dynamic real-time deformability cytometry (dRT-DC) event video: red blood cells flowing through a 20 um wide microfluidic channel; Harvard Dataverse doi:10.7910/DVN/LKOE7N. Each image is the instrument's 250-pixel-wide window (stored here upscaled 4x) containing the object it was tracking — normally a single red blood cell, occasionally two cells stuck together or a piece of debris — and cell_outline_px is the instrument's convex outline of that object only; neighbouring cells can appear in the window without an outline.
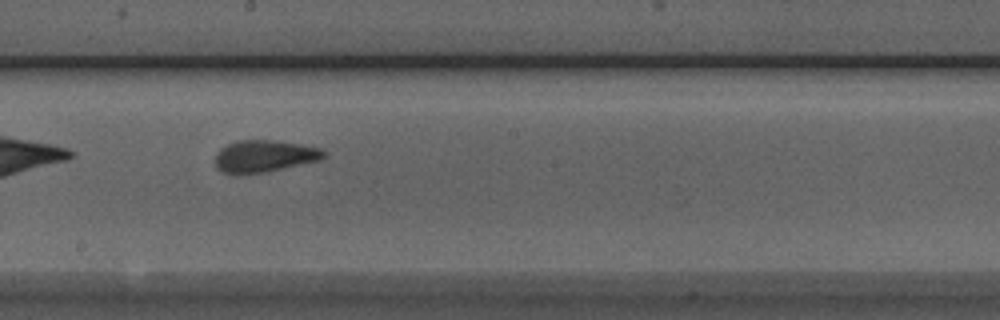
{"species": "Egyptian fruit bat (a non-hibernating species)", "species_latin": "Rousettus aegyptiacus", "temperature_condition": "room temperature", "stored_images_in_passage": 33, "camera_frame_rate_fps": 3000, "um_per_image_px": 0.085, "animal": {"sex": "male"}, "frame": {"image": 1, "passage_image": 15, "time_ms": 4.667, "image_size_px": [1000, 320], "cell_outline_px": [[328, 156], [320, 160], [268, 172], [224, 172], [216, 168], [216, 152], [220, 148], [236, 140], [272, 140], [300, 144], [320, 148], [328, 152]], "centroid_in_image_um": [22.53, 13.25], "position_along_channel_um": 225.7, "area_um2": 20.11}, "authors_computed_cell_mechanics": {"area_um2": 20.2878, "velocity_mm_per_s": 3.8616, "shape_relaxation_time_tau1_ms": 4.0113, "shape_relaxation_time_tau2_ms": 1.0781, "deformation_change_tau1": 0.1584, "deformation_change_tau2": 0.0849}}